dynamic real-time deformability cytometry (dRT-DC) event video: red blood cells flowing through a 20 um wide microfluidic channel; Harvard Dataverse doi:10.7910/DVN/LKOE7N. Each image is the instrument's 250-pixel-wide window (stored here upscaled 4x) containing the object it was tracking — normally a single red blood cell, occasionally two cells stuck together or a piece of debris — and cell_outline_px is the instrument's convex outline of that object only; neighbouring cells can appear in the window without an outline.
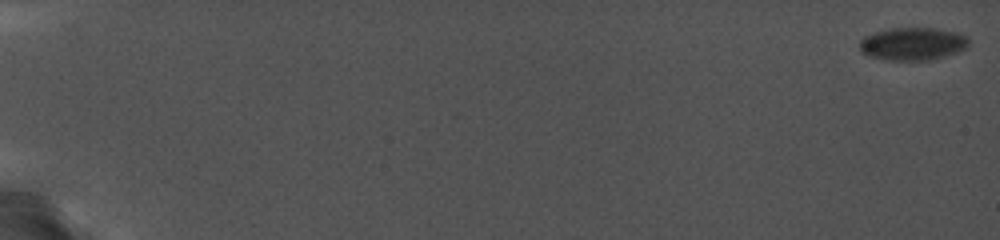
{"species": "common noctule bat (a hibernating species)", "species_latin": "Nyctalus noctula", "temperature_condition": "cold", "stored_images_in_passage": 39, "camera_frame_rate_fps": 5000, "um_per_image_px": 0.085, "animal": {"sex": "female", "body_mass_g": 19.0, "forearm_length_mm": 56.7}, "frame": {"image": 1, "passage_image": 1, "time_ms": 0.0, "image_size_px": [1000, 240], "cell_outline_px": [[968, 48], [944, 56], [928, 60], [888, 60], [868, 56], [860, 48], [860, 40], [864, 36], [876, 32], [892, 28], [936, 28], [956, 32], [968, 36]], "centroid_in_image_um": [77.6, 3.72], "position_along_channel_um": 7.4, "area_um2": 20.75}}
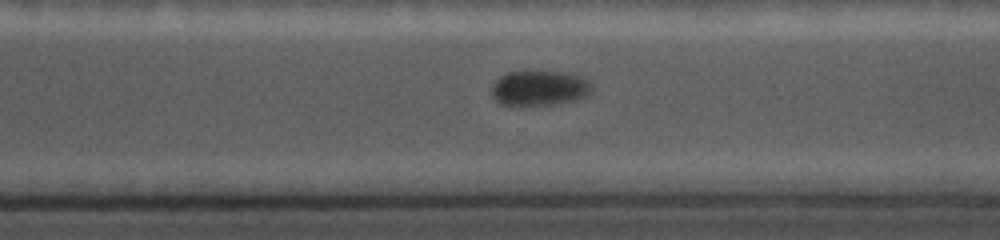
{"frame": {"image": 2, "passage_image": 31, "time_ms": 14.6, "image_size_px": [1000, 240], "cell_outline_px": [[592, 88], [584, 96], [572, 100], [548, 104], [504, 104], [496, 100], [492, 96], [492, 84], [500, 76], [508, 72], [568, 72], [580, 76], [588, 80], [592, 84]], "centroid_in_image_um": [45.84, 7.46], "position_along_channel_um": 324.8, "area_um2": 19.88}}
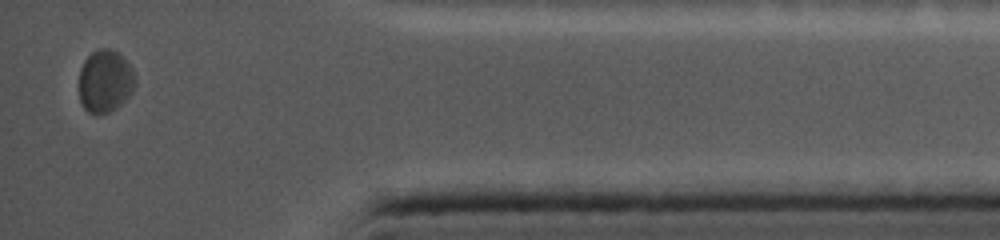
{"frame": {"image": 3, "passage_image": 39, "time_ms": 17.8, "image_size_px": [1000, 240], "cell_outline_px": [[136, 84], [128, 96], [116, 108], [108, 112], [96, 116], [88, 112], [84, 108], [80, 100], [80, 68], [84, 60], [92, 52], [100, 48], [108, 48], [124, 56], [132, 68], [136, 76]], "centroid_in_image_um": [8.95, 6.9], "position_along_channel_um": 426.3, "area_um2": 20.63}}